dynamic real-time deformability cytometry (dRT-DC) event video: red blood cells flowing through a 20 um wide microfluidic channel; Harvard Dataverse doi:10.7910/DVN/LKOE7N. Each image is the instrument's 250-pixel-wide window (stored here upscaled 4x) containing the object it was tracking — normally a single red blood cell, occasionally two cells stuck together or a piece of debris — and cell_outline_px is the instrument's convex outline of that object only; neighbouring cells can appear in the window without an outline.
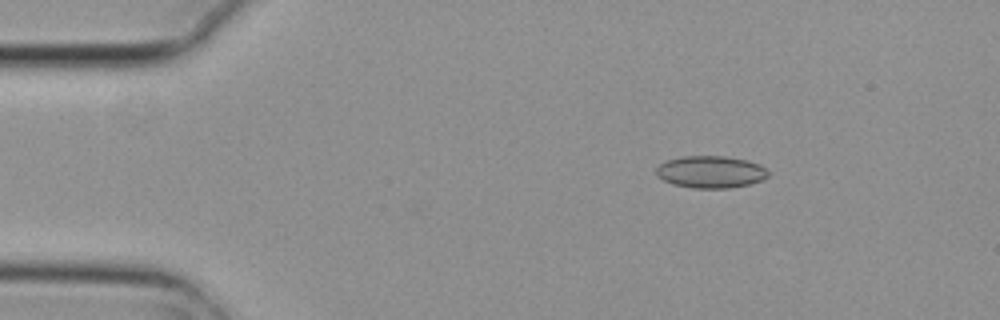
{"species": "common noctule bat (a hibernating species)", "species_latin": "Nyctalus noctula", "temperature_condition": "cold", "stored_images_in_passage": 3, "camera_frame_rate_fps": 3000, "um_per_image_px": 0.085, "animal": {"sex": "female", "body_mass_g": 29.2, "forearm_length_mm": 56.3}, "frame": {"image": 1, "passage_image": 1, "time_ms": 0.0, "image_size_px": [1000, 320], "cell_outline_px": [[768, 176], [764, 180], [748, 184], [728, 188], [692, 188], [672, 184], [656, 176], [656, 168], [664, 160], [680, 156], [724, 156], [748, 160], [760, 164], [768, 172]], "centroid_in_image_um": [60.38, 14.6], "position_along_channel_um": 24.6, "area_um2": 21.15}}